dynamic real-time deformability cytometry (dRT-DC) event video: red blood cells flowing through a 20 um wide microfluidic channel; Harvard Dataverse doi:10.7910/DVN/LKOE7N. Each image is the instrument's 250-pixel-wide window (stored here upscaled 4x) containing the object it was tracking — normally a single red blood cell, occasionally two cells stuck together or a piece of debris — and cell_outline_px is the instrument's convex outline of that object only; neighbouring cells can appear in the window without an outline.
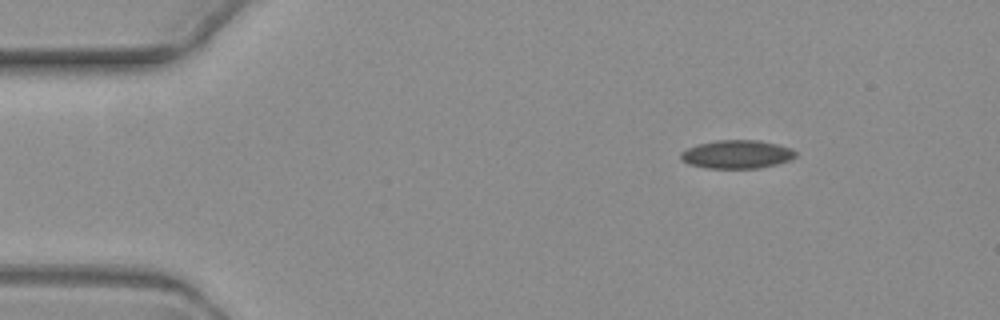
{"species": "common noctule bat (a hibernating species)", "species_latin": "Nyctalus noctula", "temperature_condition": "warm", "stored_images_in_passage": 8, "camera_frame_rate_fps": 3000, "um_per_image_px": 0.085, "animal": {"sex": "female", "body_mass_g": 19.3, "forearm_length_mm": 54.1}, "frame": {"image": 1, "passage_image": 3, "time_ms": 2.333, "image_size_px": [1000, 320], "cell_outline_px": [[796, 156], [792, 160], [776, 164], [756, 168], [708, 168], [688, 164], [680, 156], [680, 152], [696, 144], [716, 140], [760, 140], [792, 148], [796, 152]], "centroid_in_image_um": [62.65, 13.11], "position_along_channel_um": 22.4, "area_um2": 19.02}}
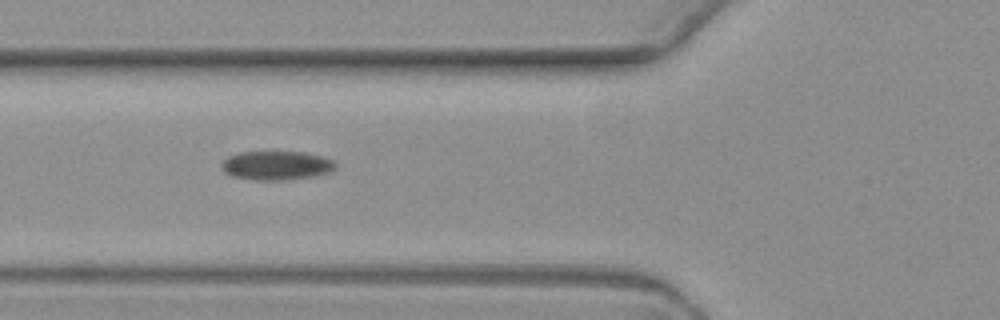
{"frame": {"image": 2, "passage_image": 7, "time_ms": 7.0, "image_size_px": [1000, 320], "cell_outline_px": [[336, 168], [332, 172], [312, 176], [280, 180], [256, 180], [232, 176], [224, 172], [220, 164], [228, 156], [240, 152], [304, 152], [324, 156], [332, 160], [336, 164]], "centroid_in_image_um": [23.51, 14.06], "position_along_channel_um": 102.3, "area_um2": 19.25}}
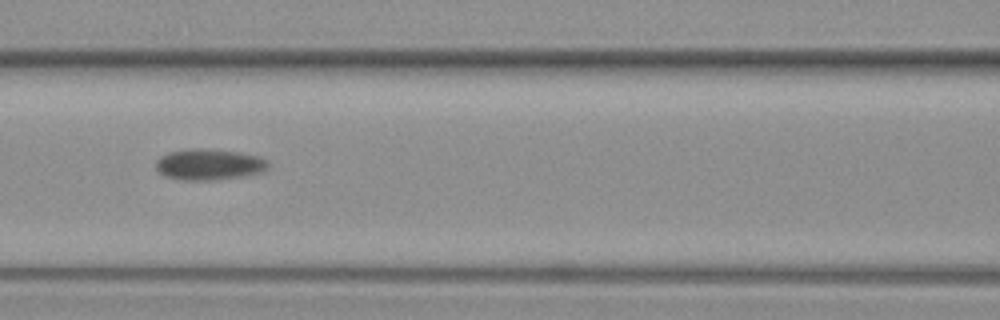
{"frame": {"image": 3, "passage_image": 8, "time_ms": 8.333, "image_size_px": [1000, 320], "cell_outline_px": [[268, 168], [260, 172], [244, 176], [216, 180], [180, 180], [168, 176], [160, 172], [156, 168], [156, 160], [160, 156], [168, 152], [196, 148], [200, 148], [240, 152], [260, 156], [268, 160]], "centroid_in_image_um": [17.79, 13.97], "position_along_channel_um": 148.8, "area_um2": 20.35}}